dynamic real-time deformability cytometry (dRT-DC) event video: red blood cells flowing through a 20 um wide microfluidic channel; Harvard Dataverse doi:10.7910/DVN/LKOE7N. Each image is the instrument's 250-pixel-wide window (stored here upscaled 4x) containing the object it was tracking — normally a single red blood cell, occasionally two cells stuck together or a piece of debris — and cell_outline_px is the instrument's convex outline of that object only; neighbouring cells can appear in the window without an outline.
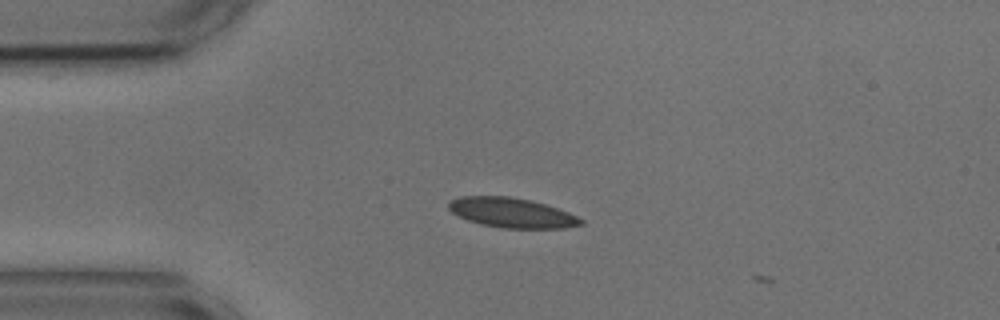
{"species": "common noctule bat (a hibernating species)", "species_latin": "Nyctalus noctula", "temperature_condition": "cold", "stored_images_in_passage": 6, "camera_frame_rate_fps": 3000, "um_per_image_px": 0.085, "animal": {"sex": "male", "body_mass_g": 17.9, "forearm_length_mm": 54.2}, "frame": {"image": 1, "passage_image": 5, "time_ms": 1.333, "image_size_px": [1000, 320], "cell_outline_px": [[584, 224], [564, 228], [500, 228], [480, 224], [468, 220], [452, 212], [448, 208], [448, 204], [452, 200], [460, 196], [508, 196], [532, 200], [568, 212], [584, 220]], "centroid_in_image_um": [43.5, 18.08], "position_along_channel_um": 41.5, "area_um2": 22.89}}